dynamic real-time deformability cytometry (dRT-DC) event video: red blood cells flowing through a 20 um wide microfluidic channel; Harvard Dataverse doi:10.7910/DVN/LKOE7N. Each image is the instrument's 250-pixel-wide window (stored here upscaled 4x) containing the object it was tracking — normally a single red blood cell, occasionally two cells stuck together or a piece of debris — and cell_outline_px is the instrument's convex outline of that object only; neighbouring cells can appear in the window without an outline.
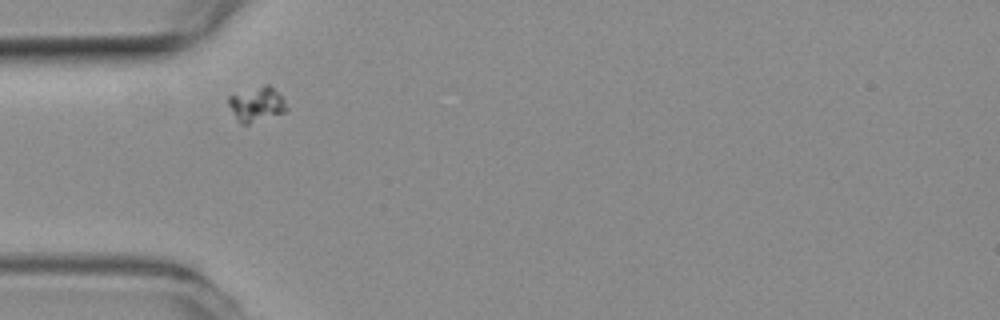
{"species": "common noctule bat (a hibernating species)", "species_latin": "Nyctalus noctula", "temperature_condition": "room temperature", "stored_images_in_passage": 8, "camera_frame_rate_fps": 3000, "um_per_image_px": 0.085, "animal": {"sex": "female", "body_mass_g": 19.3, "forearm_length_mm": 54.1}, "frame": {"image": 1, "passage_image": 1, "time_ms": 0.0, "image_size_px": [1000, 320], "cell_outline_px": [[288, 108], [284, 112], [248, 124], [240, 124], [236, 120], [228, 104], [228, 96], [264, 84], [268, 84], [284, 100]], "centroid_in_image_um": [21.78, 8.87], "position_along_channel_um": 63.2, "area_um2": 11.56}}
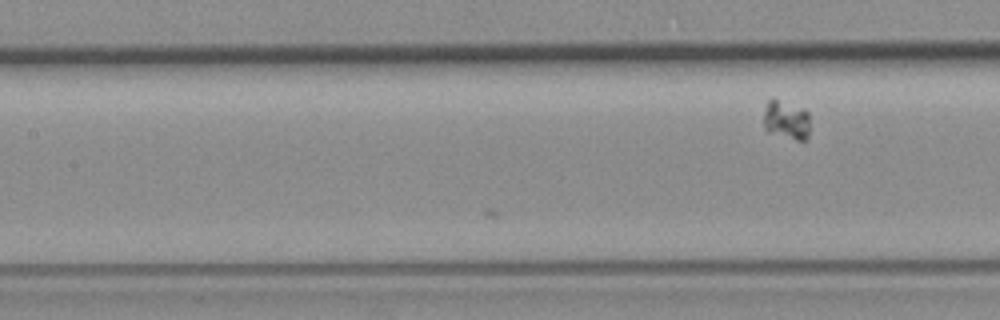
{"frame": {"image": 2, "passage_image": 8, "time_ms": 2.333, "image_size_px": [1000, 320], "cell_outline_px": [[808, 140], [796, 140], [768, 132], [764, 128], [764, 112], [768, 100], [772, 96], [804, 108], [808, 112]], "centroid_in_image_um": [66.82, 10.16], "position_along_channel_um": 140.6, "area_um2": 10.75}}